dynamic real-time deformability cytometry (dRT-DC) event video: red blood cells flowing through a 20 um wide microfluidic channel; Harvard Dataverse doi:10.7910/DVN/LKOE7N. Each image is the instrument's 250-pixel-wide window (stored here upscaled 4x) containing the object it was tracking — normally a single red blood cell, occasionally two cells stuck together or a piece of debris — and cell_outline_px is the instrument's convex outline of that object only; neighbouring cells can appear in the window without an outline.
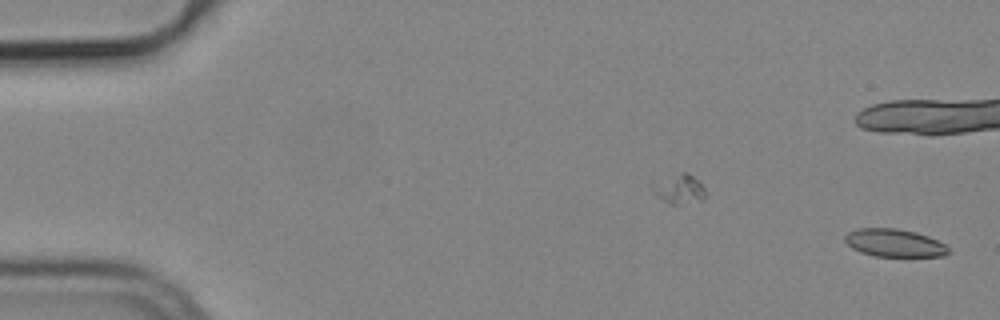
{"species": "common noctule bat (a hibernating species)", "species_latin": "Nyctalus noctula", "temperature_condition": "cold", "stored_images_in_passage": 2, "camera_frame_rate_fps": 3000, "um_per_image_px": 0.085, "animal": {"sex": "male", "body_mass_g": 19.2, "forearm_length_mm": 51.8}, "frame": {"image": 1, "passage_image": 2, "time_ms": 0.333, "image_size_px": [1000, 320], "cell_outline_px": [[948, 252], [944, 256], [872, 256], [860, 252], [852, 248], [844, 240], [844, 236], [848, 232], [856, 228], [896, 228], [916, 232], [928, 236], [944, 244], [948, 248]], "centroid_in_image_um": [75.98, 20.64], "position_along_channel_um": 9.0, "area_um2": 16.76}}